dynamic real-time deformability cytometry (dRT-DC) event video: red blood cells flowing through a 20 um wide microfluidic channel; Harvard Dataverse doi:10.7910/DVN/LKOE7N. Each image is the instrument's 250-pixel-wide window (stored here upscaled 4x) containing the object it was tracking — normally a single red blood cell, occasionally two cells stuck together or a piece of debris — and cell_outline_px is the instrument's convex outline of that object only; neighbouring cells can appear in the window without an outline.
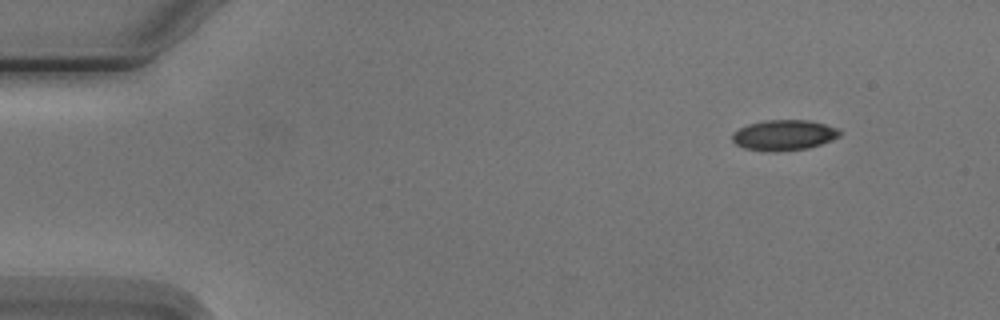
{"species": "Egyptian fruit bat (a non-hibernating species)", "species_latin": "Rousettus aegyptiacus", "temperature_condition": "cold", "stored_images_in_passage": 4, "camera_frame_rate_fps": 3000, "um_per_image_px": 0.085, "animal": {"sex": "male"}, "frame": {"image": 1, "passage_image": 1, "time_ms": 0.0, "image_size_px": [1000, 320], "cell_outline_px": [[840, 136], [832, 140], [808, 148], [776, 152], [764, 152], [744, 148], [736, 144], [732, 140], [732, 132], [748, 124], [764, 120], [808, 120], [840, 128]], "centroid_in_image_um": [66.62, 11.49], "position_along_channel_um": 18.4, "area_um2": 19.31}}
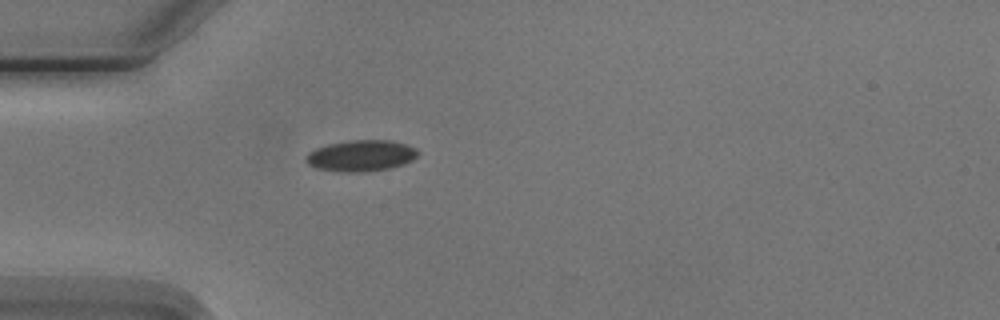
{"frame": {"image": 2, "passage_image": 4, "time_ms": 3.333, "image_size_px": [1000, 320], "cell_outline_px": [[420, 152], [412, 160], [404, 164], [388, 168], [364, 172], [336, 172], [316, 168], [308, 164], [304, 160], [304, 156], [308, 152], [316, 148], [328, 144], [352, 140], [392, 140], [416, 148]], "centroid_in_image_um": [30.65, 13.24], "position_along_channel_um": 54.3, "area_um2": 20.52}}